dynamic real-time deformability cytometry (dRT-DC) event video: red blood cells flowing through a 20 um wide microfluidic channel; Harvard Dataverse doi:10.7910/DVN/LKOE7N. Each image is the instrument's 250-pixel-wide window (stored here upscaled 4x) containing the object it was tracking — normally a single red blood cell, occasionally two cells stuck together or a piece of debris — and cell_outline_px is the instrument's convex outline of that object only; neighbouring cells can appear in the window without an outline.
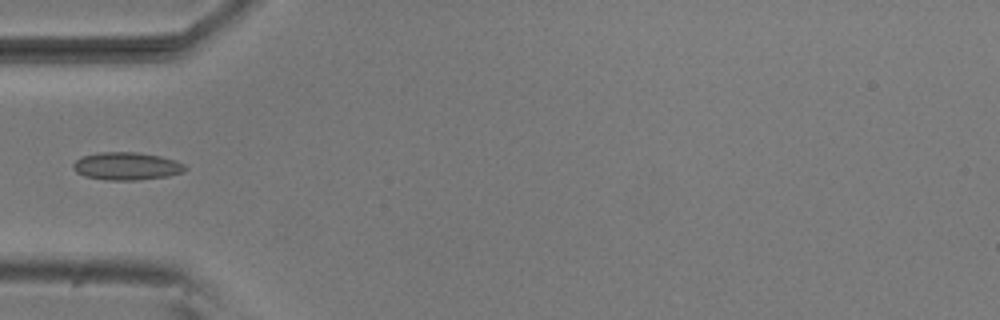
{"species": "common noctule bat (a hibernating species)", "species_latin": "Nyctalus noctula", "temperature_condition": "room temperature", "stored_images_in_passage": 4, "camera_frame_rate_fps": 3000, "um_per_image_px": 0.085, "animal": {"sex": "male", "body_mass_g": 20.5, "forearm_length_mm": 52.5}, "frame": {"image": 1, "passage_image": 4, "time_ms": 1.0, "image_size_px": [1000, 320], "cell_outline_px": [[188, 168], [184, 172], [168, 176], [136, 180], [108, 180], [84, 176], [76, 172], [72, 168], [72, 164], [80, 156], [100, 152], [136, 152], [160, 156], [176, 160], [184, 164]], "centroid_in_image_um": [10.76, 14.12], "position_along_channel_um": 74.2, "area_um2": 18.26}}